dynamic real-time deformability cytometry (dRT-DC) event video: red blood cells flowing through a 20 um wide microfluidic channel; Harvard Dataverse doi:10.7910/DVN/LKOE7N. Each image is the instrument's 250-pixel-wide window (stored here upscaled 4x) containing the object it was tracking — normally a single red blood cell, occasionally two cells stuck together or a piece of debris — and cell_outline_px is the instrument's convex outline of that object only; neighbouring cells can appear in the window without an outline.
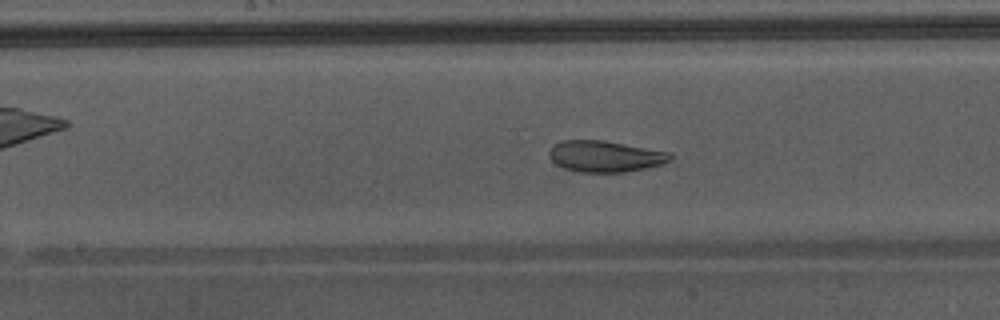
{"species": "Egyptian fruit bat (a non-hibernating species)", "species_latin": "Rousettus aegyptiacus", "temperature_condition": "warm", "stored_images_in_passage": 39, "camera_frame_rate_fps": 3000, "um_per_image_px": 0.085, "animal": {"sex": "male"}, "frame": {"image": 1, "passage_image": 17, "time_ms": 5.333, "image_size_px": [1000, 320], "cell_outline_px": [[672, 160], [660, 164], [644, 168], [624, 172], [580, 172], [564, 168], [556, 164], [548, 156], [548, 152], [556, 144], [564, 140], [604, 140], [672, 152]], "centroid_in_image_um": [51.46, 13.28], "position_along_channel_um": 196.7, "area_um2": 22.02}, "authors_computed_cell_mechanics": {"area_um2": 25.0274, "velocity_mm_per_s": 4.3515, "shape_relaxation_time_tau1_ms": 7.9083, "shape_relaxation_time_tau2_ms": 0.9664, "deformation_change_tau1": 0.2033, "deformation_change_tau2": 0.075}}